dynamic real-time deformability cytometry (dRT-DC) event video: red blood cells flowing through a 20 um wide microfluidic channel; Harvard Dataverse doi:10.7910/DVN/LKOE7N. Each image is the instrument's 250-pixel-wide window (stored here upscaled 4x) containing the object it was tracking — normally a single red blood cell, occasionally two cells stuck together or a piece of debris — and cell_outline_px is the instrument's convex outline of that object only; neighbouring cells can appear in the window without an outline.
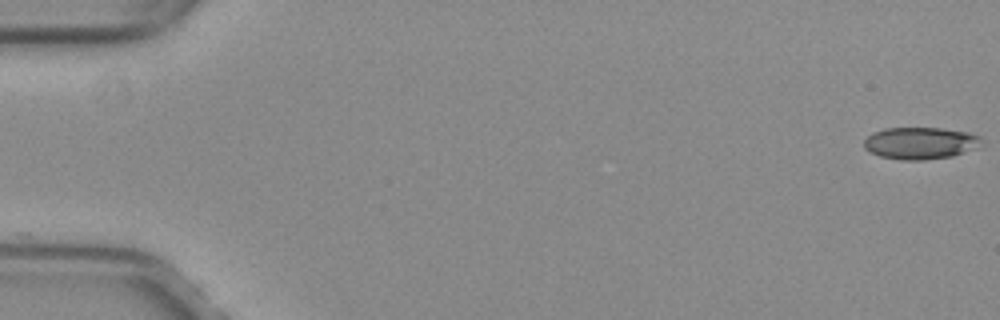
{"species": "common noctule bat (a hibernating species)", "species_latin": "Nyctalus noctula", "temperature_condition": "warm", "stored_images_in_passage": 8, "camera_frame_rate_fps": 3000, "um_per_image_px": 0.085, "animal": {"sex": "female", "body_mass_g": 29.2, "forearm_length_mm": 56.3}, "frame": {"image": 1, "passage_image": 1, "time_ms": 0.0, "image_size_px": [1000, 320], "cell_outline_px": [[980, 140], [960, 152], [952, 156], [924, 160], [900, 160], [880, 156], [864, 148], [864, 140], [872, 132], [884, 128], [940, 128], [968, 132], [980, 136]], "centroid_in_image_um": [78.08, 12.15], "position_along_channel_um": 6.9, "area_um2": 21.27}}